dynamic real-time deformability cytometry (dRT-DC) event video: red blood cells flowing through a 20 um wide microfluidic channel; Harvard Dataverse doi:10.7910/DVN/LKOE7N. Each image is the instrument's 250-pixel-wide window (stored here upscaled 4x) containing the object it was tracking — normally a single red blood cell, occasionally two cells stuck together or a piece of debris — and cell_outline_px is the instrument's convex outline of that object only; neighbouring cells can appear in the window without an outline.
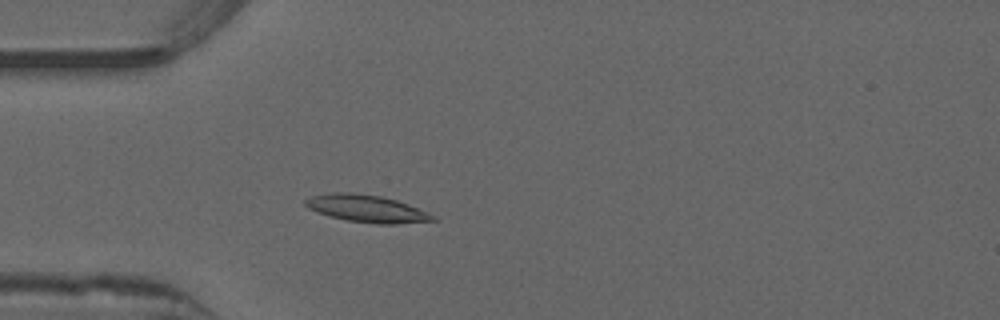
{"species": "common noctule bat (a hibernating species)", "species_latin": "Nyctalus noctula", "temperature_condition": "warm", "stored_images_in_passage": 41, "camera_frame_rate_fps": 3000, "um_per_image_px": 0.085, "animal": {"sex": "male", "forearm_length_mm": 52.5}, "frame": {"image": 1, "passage_image": 10, "time_ms": 3.0, "image_size_px": [1000, 320], "cell_outline_px": [[436, 220], [396, 224], [376, 224], [348, 220], [332, 216], [308, 208], [304, 204], [304, 200], [312, 196], [332, 192], [352, 192], [380, 196], [396, 200], [408, 204], [428, 212], [436, 216]], "centroid_in_image_um": [31.19, 17.72], "position_along_channel_um": 53.8, "area_um2": 20.06}}
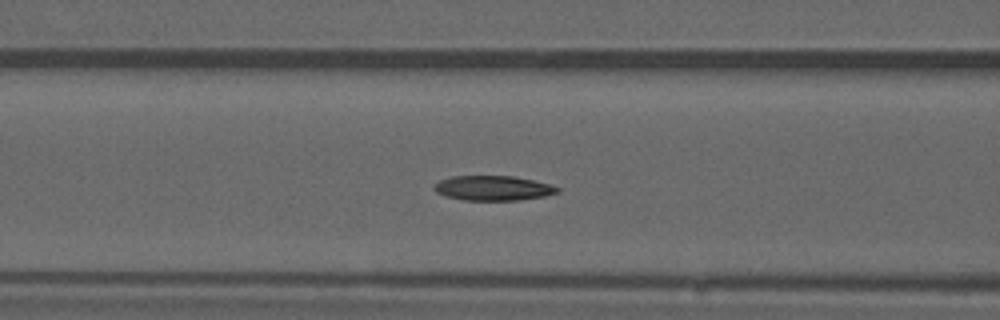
{"frame": {"image": 2, "passage_image": 16, "time_ms": 5.0, "image_size_px": [1000, 320], "cell_outline_px": [[560, 192], [544, 196], [520, 200], [464, 200], [448, 196], [436, 192], [432, 188], [440, 180], [452, 176], [512, 176], [552, 184], [560, 188]], "centroid_in_image_um": [41.95, 15.99], "position_along_channel_um": 124.7, "area_um2": 17.74}}
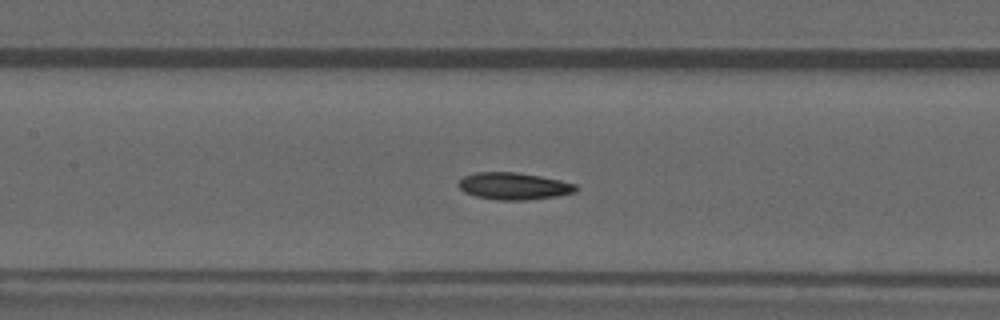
{"frame": {"image": 3, "passage_image": 19, "time_ms": 6.0, "image_size_px": [1000, 320], "cell_outline_px": [[580, 188], [576, 192], [556, 196], [528, 200], [500, 200], [476, 196], [464, 192], [456, 184], [464, 176], [476, 172], [516, 172], [540, 176], [560, 180], [576, 184]], "centroid_in_image_um": [43.69, 15.81], "position_along_channel_um": 163.7, "area_um2": 18.55}, "authors_computed_cell_mechanics": {"area_um2": 18.3226, "velocity_mm_per_s": 3.9086, "shape_relaxation_time_tau1_ms": 9.3156, "shape_relaxation_time_tau2_ms": 5.9258, "deformation_change_tau1": 0.2263, "deformation_change_tau2": 0.1264}}